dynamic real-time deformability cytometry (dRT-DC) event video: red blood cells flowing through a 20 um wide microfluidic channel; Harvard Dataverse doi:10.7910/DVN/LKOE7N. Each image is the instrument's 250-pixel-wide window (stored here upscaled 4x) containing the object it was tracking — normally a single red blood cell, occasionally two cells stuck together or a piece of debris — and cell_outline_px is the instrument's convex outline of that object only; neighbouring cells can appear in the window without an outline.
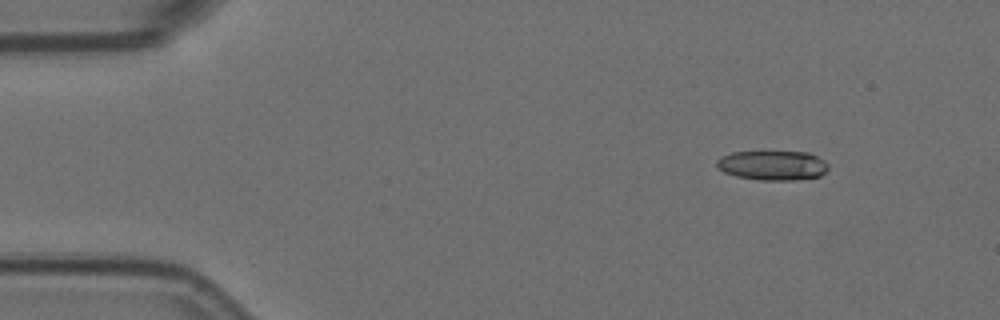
{"species": "Egyptian fruit bat (a non-hibernating species)", "species_latin": "Rousettus aegyptiacus", "temperature_condition": "room temperature", "stored_images_in_passage": 4, "camera_frame_rate_fps": 3000, "um_per_image_px": 0.085, "animal": {"sex": "female"}, "frame": {"image": 1, "passage_image": 2, "time_ms": 0.333, "image_size_px": [1000, 320], "cell_outline_px": [[828, 168], [820, 176], [792, 180], [760, 180], [736, 176], [724, 172], [716, 168], [716, 160], [720, 156], [732, 152], [764, 148], [808, 152], [824, 160], [828, 164]], "centroid_in_image_um": [65.61, 13.99], "position_along_channel_um": 19.4, "area_um2": 20.35}}
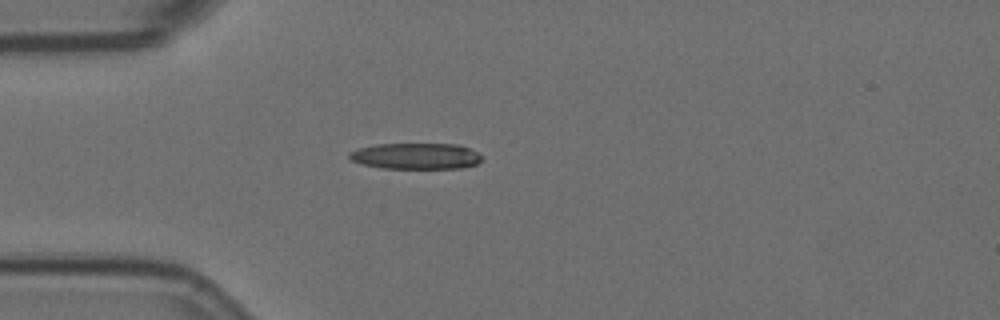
{"frame": {"image": 2, "passage_image": 4, "time_ms": 1.0, "image_size_px": [1000, 320], "cell_outline_px": [[480, 160], [476, 164], [460, 168], [380, 168], [364, 164], [352, 160], [348, 156], [348, 152], [360, 148], [376, 144], [460, 144], [476, 152], [480, 156]], "centroid_in_image_um": [35.33, 13.26], "position_along_channel_um": 49.7, "area_um2": 19.94}}